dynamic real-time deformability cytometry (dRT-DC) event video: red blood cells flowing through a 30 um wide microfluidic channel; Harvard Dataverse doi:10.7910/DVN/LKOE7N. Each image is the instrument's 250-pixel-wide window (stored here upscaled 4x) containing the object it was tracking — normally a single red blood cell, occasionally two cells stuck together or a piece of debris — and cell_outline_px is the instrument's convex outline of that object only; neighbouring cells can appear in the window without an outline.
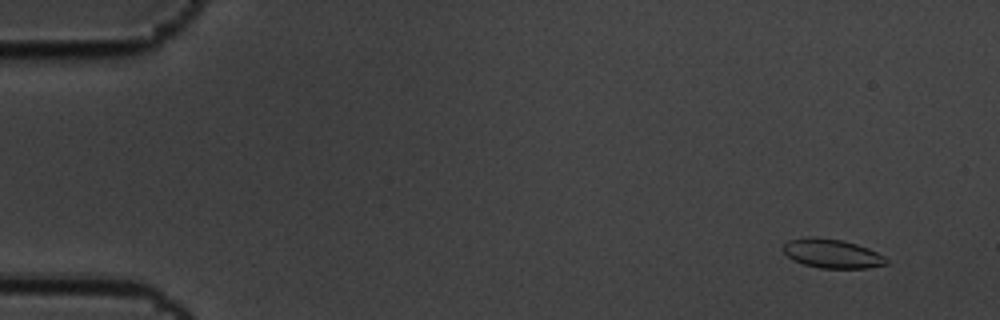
{"species": "common noctule bat (a hibernating species)", "species_latin": "Nyctalus noctula", "temperature_condition": "cold", "stored_images_in_passage": 8, "camera_frame_rate_fps": 3000, "um_per_image_px": 0.085, "animal": {"sex": "male", "body_mass_g": 19.5, "forearm_length_mm": 54.6}, "frame": {"image": 1, "passage_image": 2, "time_ms": 0.333, "image_size_px": [1000, 320], "cell_outline_px": [[888, 264], [868, 268], [820, 268], [804, 264], [792, 260], [784, 252], [784, 244], [788, 240], [808, 236], [816, 236], [844, 240], [868, 248], [884, 256], [888, 260]], "centroid_in_image_um": [70.72, 21.54], "position_along_channel_um": 14.3, "area_um2": 17.57}}
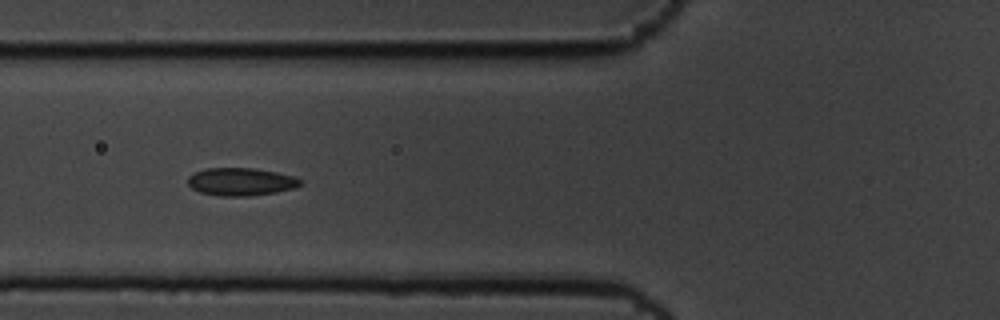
{"frame": {"image": 2, "passage_image": 7, "time_ms": 2.0, "image_size_px": [1000, 320], "cell_outline_px": [[300, 184], [296, 188], [276, 192], [248, 196], [220, 196], [200, 192], [192, 188], [188, 184], [188, 176], [196, 172], [208, 168], [256, 168], [276, 172], [292, 176], [300, 180]], "centroid_in_image_um": [20.46, 15.45], "position_along_channel_um": 105.3, "area_um2": 18.09}}
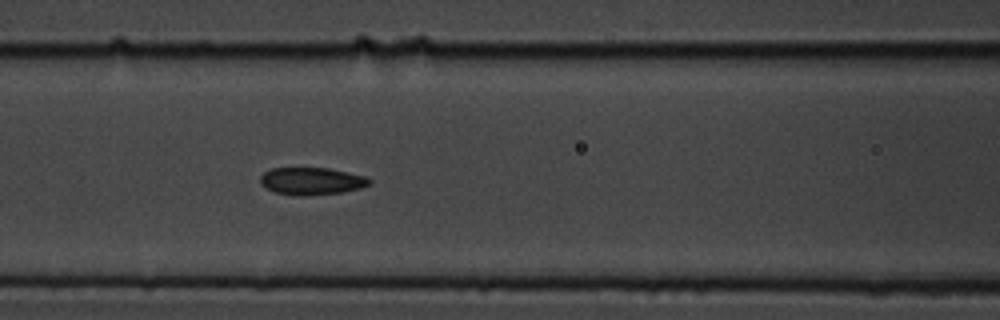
{"frame": {"image": 3, "passage_image": 8, "time_ms": 2.333, "image_size_px": [1000, 320], "cell_outline_px": [[372, 184], [360, 188], [340, 192], [304, 196], [276, 192], [260, 184], [260, 176], [264, 172], [272, 168], [328, 168], [368, 176], [372, 180]], "centroid_in_image_um": [26.53, 15.38], "position_along_channel_um": 140.1, "area_um2": 17.34}}